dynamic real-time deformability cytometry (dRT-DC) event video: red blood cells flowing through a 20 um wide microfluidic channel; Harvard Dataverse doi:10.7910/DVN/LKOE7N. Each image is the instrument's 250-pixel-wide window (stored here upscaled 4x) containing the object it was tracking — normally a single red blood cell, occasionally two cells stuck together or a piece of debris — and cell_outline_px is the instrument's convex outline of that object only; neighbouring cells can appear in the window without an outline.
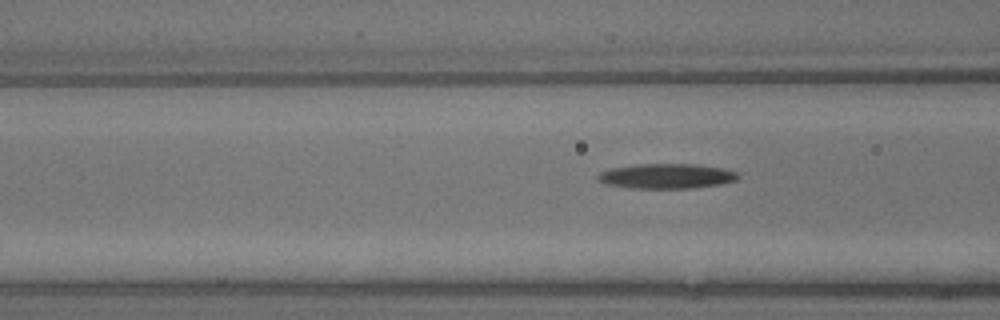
{"species": "common noctule bat (a hibernating species)", "species_latin": "Nyctalus noctula", "temperature_condition": "warm", "stored_images_in_passage": 9, "segment_of_instrument_passage": [2, 2], "camera_frame_rate_fps": 3000, "um_per_image_px": 0.085, "animal": {"sex": "male", "body_mass_g": 13.3}, "frame": {"image": 1, "passage_image": 9, "time_ms": 2.667, "image_size_px": [1000, 320], "cell_outline_px": [[740, 176], [736, 180], [724, 184], [692, 188], [628, 188], [604, 184], [596, 180], [596, 176], [600, 172], [612, 168], [636, 164], [696, 164], [724, 168], [736, 172]], "centroid_in_image_um": [56.64, 14.97], "position_along_channel_um": 110.0, "area_um2": 20.63}}